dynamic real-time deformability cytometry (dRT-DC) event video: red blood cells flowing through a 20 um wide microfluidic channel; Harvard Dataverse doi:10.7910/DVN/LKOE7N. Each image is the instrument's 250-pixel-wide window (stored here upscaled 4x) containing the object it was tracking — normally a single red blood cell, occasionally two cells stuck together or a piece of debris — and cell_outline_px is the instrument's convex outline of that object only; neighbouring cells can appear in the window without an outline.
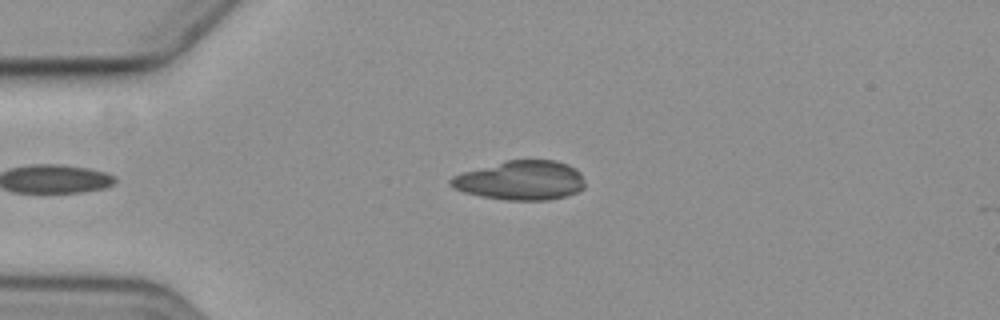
{"species": "common noctule bat (a hibernating species)", "species_latin": "Nyctalus noctula", "temperature_condition": "cold", "stored_images_in_passage": 6, "camera_frame_rate_fps": 3000, "um_per_image_px": 0.085, "animal": {"sex": "female", "body_mass_g": 19.3, "forearm_length_mm": 54.1}, "frame": {"image": 1, "passage_image": 6, "time_ms": 6.667, "image_size_px": [1000, 320], "cell_outline_px": [[584, 188], [576, 192], [564, 196], [548, 200], [508, 200], [484, 196], [464, 192], [456, 188], [448, 180], [452, 176], [464, 172], [504, 160], [556, 160], [568, 164], [576, 168], [580, 172], [584, 180]], "centroid_in_image_um": [44.3, 15.32], "position_along_channel_um": 40.7, "area_um2": 30.52}}